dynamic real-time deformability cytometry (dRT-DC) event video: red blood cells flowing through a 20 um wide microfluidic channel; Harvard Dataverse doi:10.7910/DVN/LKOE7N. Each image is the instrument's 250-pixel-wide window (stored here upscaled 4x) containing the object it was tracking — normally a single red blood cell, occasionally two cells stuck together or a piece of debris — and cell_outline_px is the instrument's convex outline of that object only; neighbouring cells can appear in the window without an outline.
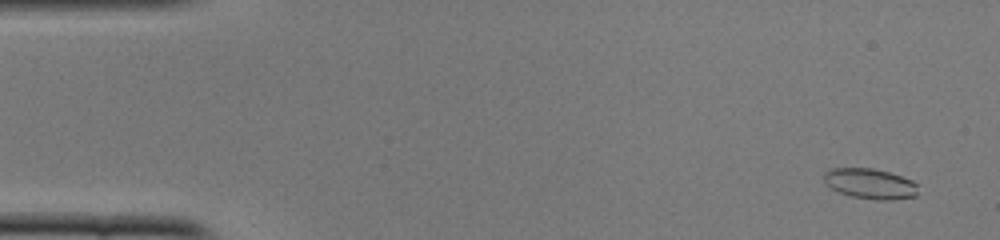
{"species": "common noctule bat (a hibernating species)", "species_latin": "Nyctalus noctula", "temperature_condition": "cold", "stored_images_in_passage": 51, "camera_frame_rate_fps": 3000, "um_per_image_px": 0.085, "animal": {"sex": "female", "body_mass_g": 22.0, "forearm_length_mm": 56.7}, "frame": {"image": 1, "passage_image": 3, "time_ms": 0.667, "image_size_px": [1000, 240], "cell_outline_px": [[916, 196], [892, 200], [876, 200], [852, 196], [840, 192], [824, 184], [824, 172], [832, 168], [872, 168], [888, 172], [912, 180], [916, 184]], "centroid_in_image_um": [73.93, 15.61], "position_along_channel_um": 11.1, "area_um2": 16.53}}
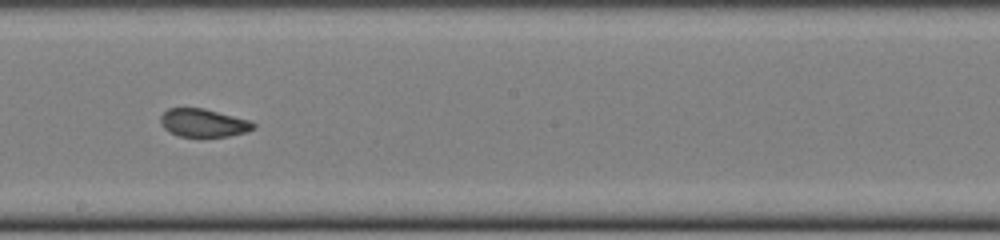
{"frame": {"image": 2, "passage_image": 29, "time_ms": 9.333, "image_size_px": [1000, 240], "cell_outline_px": [[256, 128], [244, 132], [228, 136], [180, 136], [168, 132], [160, 124], [160, 116], [168, 108], [204, 108], [248, 120], [256, 124]], "centroid_in_image_um": [17.25, 10.44], "position_along_channel_um": 230.9, "area_um2": 15.09}}
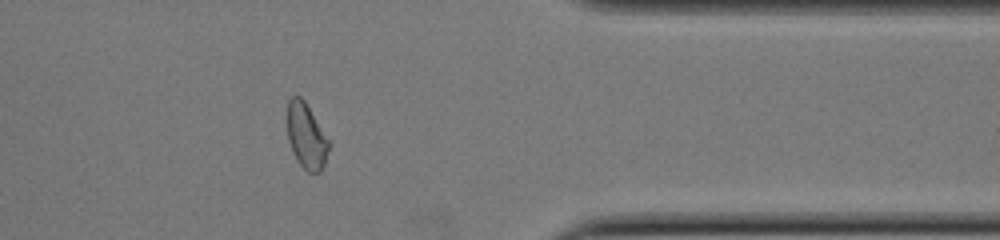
{"frame": {"image": 3, "passage_image": 42, "time_ms": 13.667, "image_size_px": [1000, 240], "cell_outline_px": [[332, 144], [324, 168], [320, 172], [308, 172], [296, 160], [288, 140], [288, 100], [292, 96], [300, 96], [304, 100]], "centroid_in_image_um": [26.08, 11.6], "position_along_channel_um": 385.3, "area_um2": 16.01}, "authors_computed_cell_mechanics": {"area_um2": 16.184, "velocity_mm_per_s": 3.919, "shape_relaxation_time_tau1_ms": null, "shape_relaxation_time_tau2_ms": 1.3744, "deformation_change_tau1": null, "deformation_change_tau2": 0.0735}}